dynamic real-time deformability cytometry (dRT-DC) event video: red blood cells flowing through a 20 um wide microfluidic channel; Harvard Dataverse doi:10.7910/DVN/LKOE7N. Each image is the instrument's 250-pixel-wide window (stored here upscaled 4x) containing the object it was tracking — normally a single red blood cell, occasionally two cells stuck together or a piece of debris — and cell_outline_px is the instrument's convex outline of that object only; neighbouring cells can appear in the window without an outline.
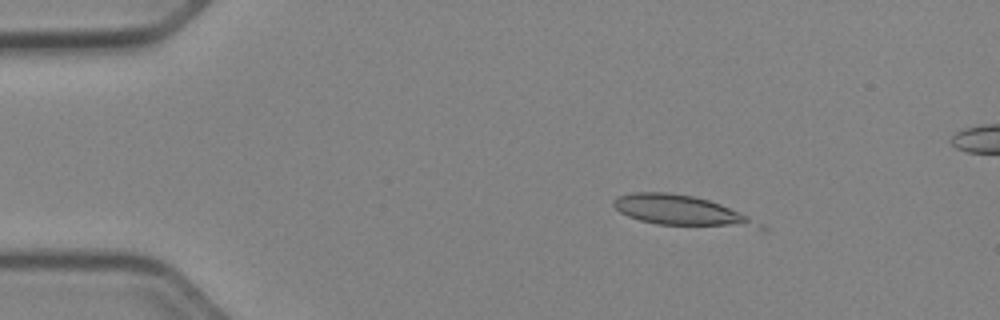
{"species": "Egyptian fruit bat (a non-hibernating species)", "species_latin": "Rousettus aegyptiacus", "temperature_condition": "cold", "stored_images_in_passage": 11, "camera_frame_rate_fps": 3000, "um_per_image_px": 0.085, "animal": {"sex": "female"}, "frame": {"image": 1, "passage_image": 9, "time_ms": 2.667, "image_size_px": [1000, 320], "cell_outline_px": [[768, 232], [764, 232], [656, 224], [640, 220], [628, 216], [620, 212], [612, 204], [612, 200], [616, 196], [632, 192], [668, 192], [692, 196], [708, 200], [720, 204], [740, 212], [764, 224], [768, 228]], "centroid_in_image_um": [58.12, 17.99], "position_along_channel_um": 26.9, "area_um2": 27.05}}